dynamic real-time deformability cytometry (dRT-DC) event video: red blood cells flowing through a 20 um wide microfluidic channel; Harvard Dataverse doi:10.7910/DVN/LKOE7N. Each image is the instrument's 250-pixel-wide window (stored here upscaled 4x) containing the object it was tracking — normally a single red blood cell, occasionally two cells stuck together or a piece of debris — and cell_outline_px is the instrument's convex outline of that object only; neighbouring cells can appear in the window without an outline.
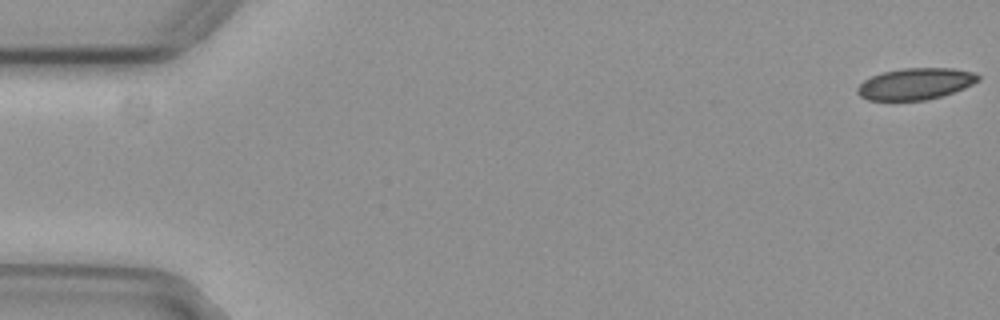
{"species": "common noctule bat (a hibernating species)", "species_latin": "Nyctalus noctula", "temperature_condition": "cold", "stored_images_in_passage": 56, "camera_frame_rate_fps": 3000, "um_per_image_px": 0.085, "animal": {"sex": "female", "body_mass_g": 29.2, "forearm_length_mm": 56.3}, "frame": {"image": 1, "passage_image": 1, "time_ms": 0.0, "image_size_px": [1000, 320], "cell_outline_px": [[980, 80], [964, 88], [940, 96], [924, 100], [868, 100], [860, 96], [856, 92], [856, 88], [864, 80], [872, 76], [884, 72], [904, 68], [952, 68], [976, 72], [980, 76]], "centroid_in_image_um": [77.82, 7.12], "position_along_channel_um": 7.2, "area_um2": 22.08}}
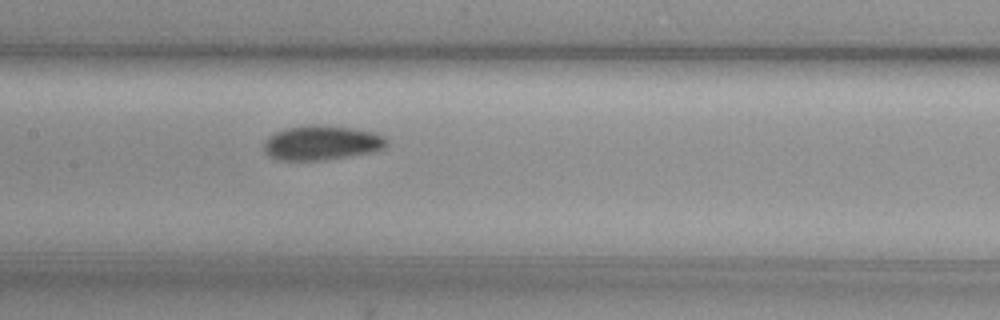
{"frame": {"image": 2, "passage_image": 27, "time_ms": 8.667, "image_size_px": [1000, 320], "cell_outline_px": [[388, 144], [384, 148], [376, 152], [316, 160], [280, 160], [272, 156], [264, 148], [264, 140], [276, 132], [288, 128], [308, 124], [320, 124], [352, 128], [372, 132], [384, 136], [388, 140]], "centroid_in_image_um": [27.39, 12.12], "position_along_channel_um": 180.0, "area_um2": 24.51}}
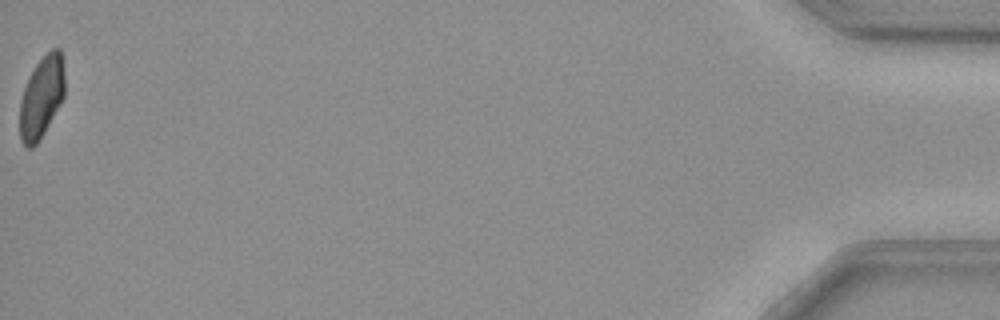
{"frame": {"image": 3, "passage_image": 56, "time_ms": 18.333, "image_size_px": [1000, 320], "cell_outline_px": [[64, 96], [60, 104], [40, 140], [32, 148], [28, 148], [20, 140], [20, 100], [24, 88], [36, 64], [52, 48], [60, 48], [64, 72]], "centroid_in_image_um": [3.53, 8.28], "position_along_channel_um": 431.7, "area_um2": 21.15}, "authors_computed_cell_mechanics": {"area_um2": 23.5246, "velocity_mm_per_s": 3.7059, "shape_relaxation_time_tau1_ms": 6.6728, "shape_relaxation_time_tau2_ms": null, "deformation_change_tau1": 0.1338, "deformation_change_tau2": null}}